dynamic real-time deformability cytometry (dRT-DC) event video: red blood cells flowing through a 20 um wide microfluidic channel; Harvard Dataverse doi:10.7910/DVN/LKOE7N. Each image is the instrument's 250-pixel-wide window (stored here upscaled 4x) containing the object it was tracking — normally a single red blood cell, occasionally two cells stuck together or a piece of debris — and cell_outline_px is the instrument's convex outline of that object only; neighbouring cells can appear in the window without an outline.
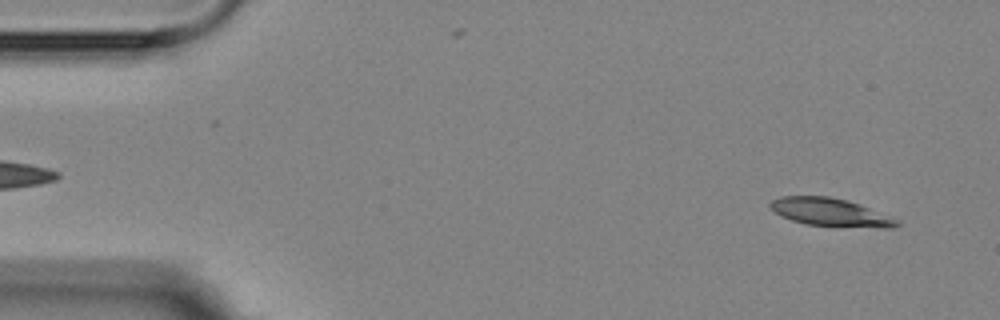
{"species": "Egyptian fruit bat (a non-hibernating species)", "species_latin": "Rousettus aegyptiacus", "temperature_condition": "room temperature", "stored_images_in_passage": 4, "segment_of_instrument_passage": [2, 2], "camera_frame_rate_fps": 3000, "um_per_image_px": 0.085, "animal": {"sex": "female"}, "frame": {"image": 1, "passage_image": 4, "time_ms": 5.0, "image_size_px": [1000, 320], "cell_outline_px": [[900, 224], [892, 228], [884, 228], [808, 224], [792, 220], [776, 212], [768, 204], [772, 200], [780, 196], [828, 196], [848, 200], [860, 204], [892, 216], [900, 220]], "centroid_in_image_um": [70.65, 18.03], "position_along_channel_um": 14.3, "area_um2": 20.46}}